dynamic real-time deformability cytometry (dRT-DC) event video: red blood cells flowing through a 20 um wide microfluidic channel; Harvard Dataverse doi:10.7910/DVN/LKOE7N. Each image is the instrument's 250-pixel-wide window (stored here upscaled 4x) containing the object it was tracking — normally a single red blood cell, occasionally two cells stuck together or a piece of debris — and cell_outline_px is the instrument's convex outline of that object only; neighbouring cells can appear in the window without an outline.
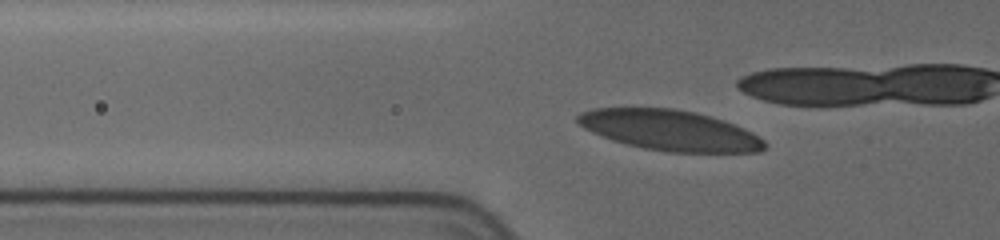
{"species": "human", "species_latin": "Homo sapiens", "temperature_condition": "cold", "stored_images_in_passage": 8, "camera_frame_rate_fps": 3000, "um_per_image_px": 0.085, "donor": {"sex": "female"}, "frame": {"image": 1, "passage_image": 2, "time_ms": 0.333, "image_size_px": [1000, 240], "cell_outline_px": [[768, 144], [760, 152], [668, 152], [644, 148], [624, 144], [600, 136], [584, 128], [576, 120], [576, 116], [580, 112], [592, 108], [672, 108], [696, 112], [724, 120], [752, 132], [764, 140]], "centroid_in_image_um": [56.92, 11.07], "position_along_channel_um": 68.9, "area_um2": 44.22}}